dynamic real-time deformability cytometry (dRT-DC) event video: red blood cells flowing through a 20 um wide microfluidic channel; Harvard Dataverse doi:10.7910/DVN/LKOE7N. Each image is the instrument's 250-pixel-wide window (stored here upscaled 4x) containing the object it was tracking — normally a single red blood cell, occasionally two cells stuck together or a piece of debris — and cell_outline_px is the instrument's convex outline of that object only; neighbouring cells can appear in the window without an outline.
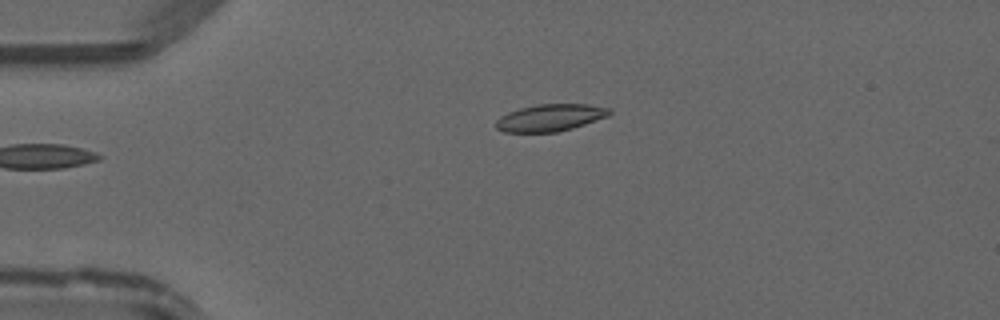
{"species": "common noctule bat (a hibernating species)", "species_latin": "Nyctalus noctula", "temperature_condition": "warm", "stored_images_in_passage": 33, "camera_frame_rate_fps": 3000, "um_per_image_px": 0.085, "animal": {"sex": "male", "forearm_length_mm": 52.5}, "frame": {"image": 1, "passage_image": 1, "time_ms": 0.0, "image_size_px": [1000, 320], "cell_outline_px": [[612, 112], [608, 116], [572, 128], [556, 132], [504, 132], [496, 128], [496, 120], [500, 116], [508, 112], [520, 108], [536, 104], [588, 104], [612, 108]], "centroid_in_image_um": [46.77, 9.99], "position_along_channel_um": 38.2, "area_um2": 17.92}}
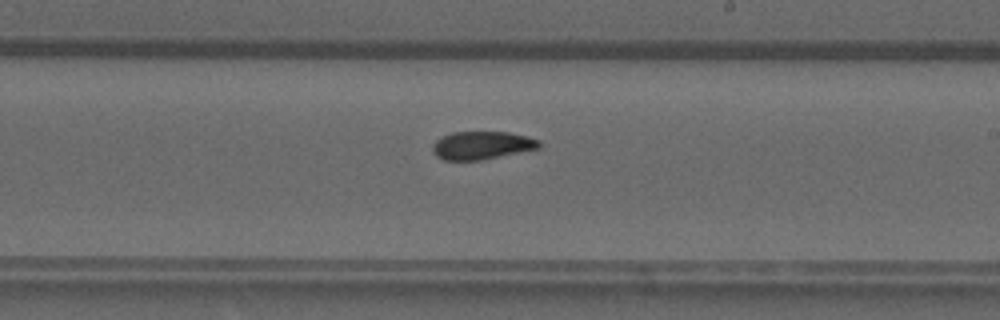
{"frame": {"image": 2, "passage_image": 18, "time_ms": 5.667, "image_size_px": [1000, 320], "cell_outline_px": [[540, 148], [480, 160], [444, 160], [436, 156], [432, 152], [432, 144], [436, 140], [452, 132], [508, 132], [528, 136], [540, 140]], "centroid_in_image_um": [40.95, 12.35], "position_along_channel_um": 248.1, "area_um2": 17.4}}
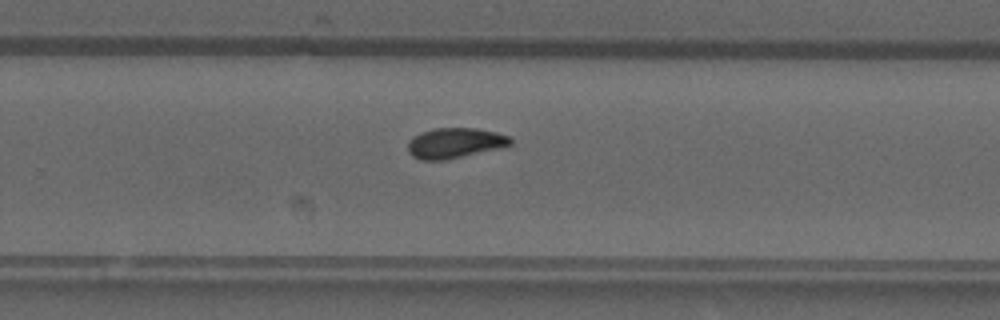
{"frame": {"image": 3, "passage_image": 21, "time_ms": 6.667, "image_size_px": [1000, 320], "cell_outline_px": [[512, 144], [504, 148], [448, 160], [420, 160], [412, 156], [408, 152], [408, 140], [412, 136], [420, 132], [432, 128], [476, 128], [496, 132], [508, 136], [512, 140]], "centroid_in_image_um": [38.66, 12.17], "position_along_channel_um": 291.1, "area_um2": 18.61}}